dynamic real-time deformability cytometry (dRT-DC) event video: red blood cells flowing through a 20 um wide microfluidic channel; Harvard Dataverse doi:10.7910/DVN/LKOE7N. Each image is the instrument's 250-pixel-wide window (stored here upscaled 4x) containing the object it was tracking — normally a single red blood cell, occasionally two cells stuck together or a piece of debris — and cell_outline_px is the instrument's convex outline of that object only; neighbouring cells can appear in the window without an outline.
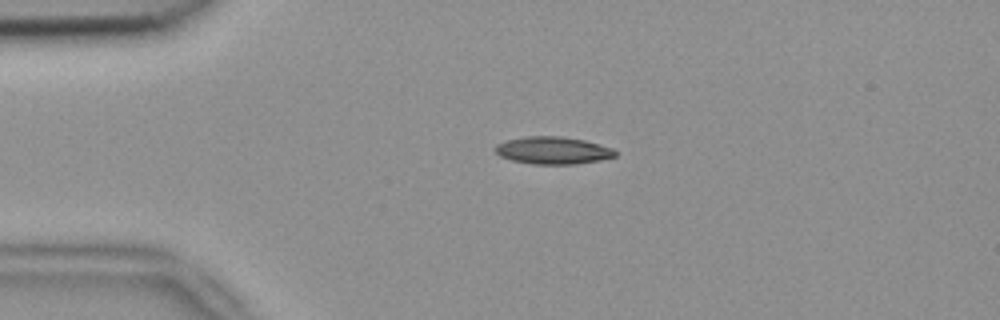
{"species": "common noctule bat (a hibernating species)", "species_latin": "Nyctalus noctula", "temperature_condition": "room temperature", "stored_images_in_passage": 42, "camera_frame_rate_fps": 3000, "um_per_image_px": 0.085, "animal": {"sex": "female", "body_mass_g": 18.4}, "frame": {"image": 1, "passage_image": 1, "time_ms": 0.0, "image_size_px": [1000, 320], "cell_outline_px": [[616, 156], [600, 160], [572, 164], [532, 164], [512, 160], [500, 156], [492, 148], [496, 144], [508, 140], [528, 136], [560, 136], [584, 140], [612, 148], [616, 152]], "centroid_in_image_um": [46.97, 12.78], "position_along_channel_um": 38.0, "area_um2": 19.02}}
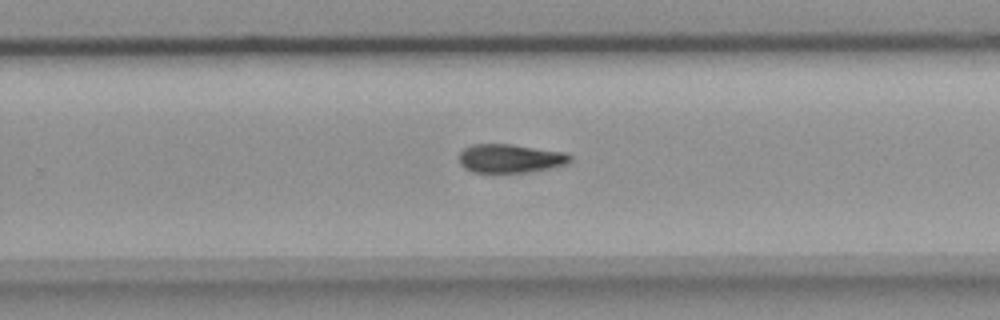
{"frame": {"image": 2, "passage_image": 23, "time_ms": 7.333, "image_size_px": [1000, 320], "cell_outline_px": [[572, 160], [568, 164], [548, 168], [524, 172], [472, 172], [464, 168], [460, 164], [460, 152], [464, 148], [472, 144], [512, 144], [564, 152], [572, 156]], "centroid_in_image_um": [43.37, 13.46], "position_along_channel_um": 286.4, "area_um2": 18.5}}
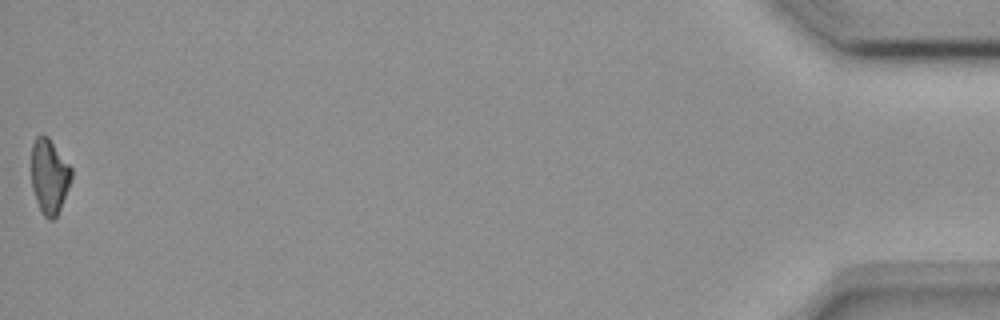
{"frame": {"image": 3, "passage_image": 42, "time_ms": 13.667, "image_size_px": [1000, 320], "cell_outline_px": [[72, 176], [68, 188], [60, 208], [56, 216], [52, 220], [48, 220], [44, 216], [36, 200], [32, 188], [32, 144], [36, 136], [48, 136], [72, 168]], "centroid_in_image_um": [4.19, 14.97], "position_along_channel_um": 431.0, "area_um2": 17.22}}